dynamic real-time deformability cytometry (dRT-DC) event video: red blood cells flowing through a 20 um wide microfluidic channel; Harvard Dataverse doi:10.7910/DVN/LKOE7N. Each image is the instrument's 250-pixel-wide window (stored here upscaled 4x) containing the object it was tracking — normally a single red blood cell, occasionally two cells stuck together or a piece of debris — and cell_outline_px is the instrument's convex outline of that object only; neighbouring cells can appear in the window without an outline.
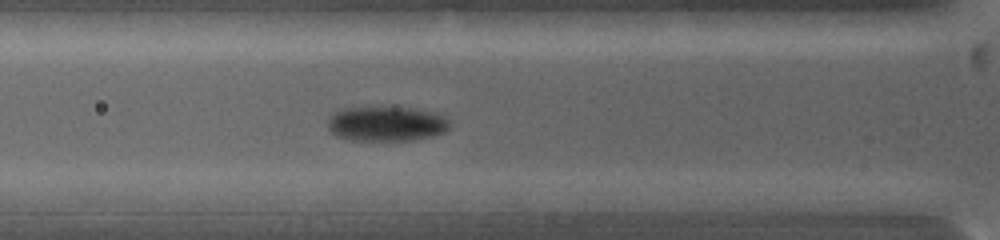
{"species": "common noctule bat (a hibernating species)", "species_latin": "Nyctalus noctula", "temperature_condition": "warm", "stored_images_in_passage": 17, "camera_frame_rate_fps": 5000, "um_per_image_px": 0.085, "animal": {"sex": "female", "body_mass_g": 19.0, "forearm_length_mm": 53.3}, "frame": {"image": 1, "passage_image": 12, "time_ms": 3.4, "image_size_px": [1000, 240], "cell_outline_px": [[448, 128], [444, 132], [432, 136], [412, 140], [348, 140], [336, 136], [328, 128], [328, 120], [332, 112], [344, 108], [412, 108], [436, 112], [444, 116], [448, 120]], "centroid_in_image_um": [32.82, 10.53], "position_along_channel_um": 93.0, "area_um2": 24.62}}
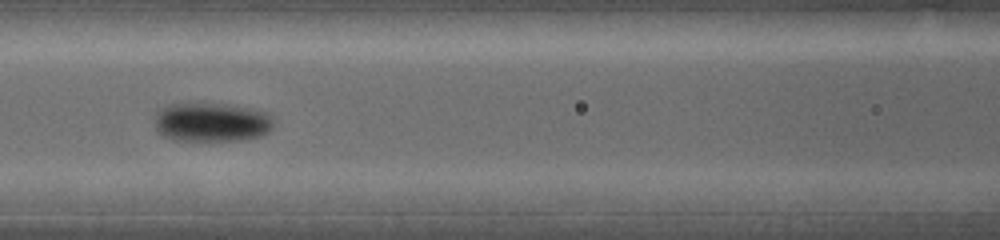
{"frame": {"image": 2, "passage_image": 15, "time_ms": 4.8, "image_size_px": [1000, 240], "cell_outline_px": [[272, 128], [268, 132], [260, 136], [240, 140], [172, 140], [156, 132], [156, 108], [168, 104], [188, 100], [200, 100], [232, 104], [252, 108], [264, 112], [272, 120]], "centroid_in_image_um": [17.89, 10.31], "position_along_channel_um": 148.7, "area_um2": 28.21}}
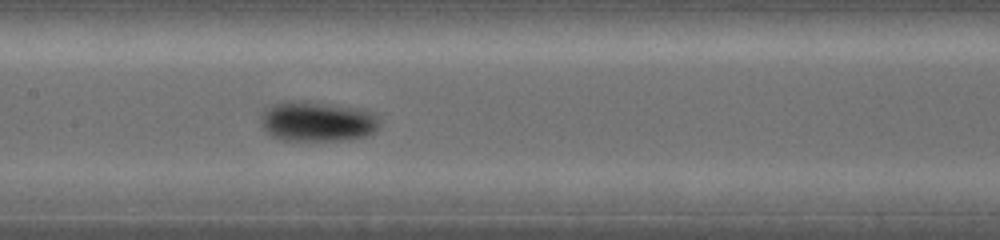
{"frame": {"image": 3, "passage_image": 17, "time_ms": 5.6, "image_size_px": [1000, 240], "cell_outline_px": [[380, 124], [376, 132], [368, 136], [348, 140], [280, 140], [264, 132], [260, 124], [260, 116], [264, 108], [272, 104], [284, 100], [308, 100], [364, 108], [376, 112], [380, 116]], "centroid_in_image_um": [27.0, 10.29], "position_along_channel_um": 180.4, "area_um2": 29.13}}